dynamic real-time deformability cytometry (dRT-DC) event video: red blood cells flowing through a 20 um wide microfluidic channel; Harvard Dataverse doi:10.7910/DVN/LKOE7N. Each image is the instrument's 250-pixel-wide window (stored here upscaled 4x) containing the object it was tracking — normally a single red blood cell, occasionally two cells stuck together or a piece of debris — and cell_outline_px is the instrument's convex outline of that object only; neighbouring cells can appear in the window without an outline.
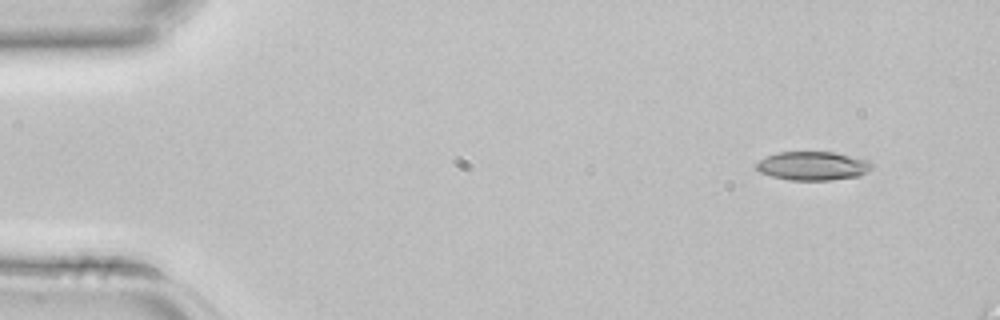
{"species": "common noctule bat (a hibernating species)", "species_latin": "Nyctalus noctula", "temperature_condition": "room temperature", "stored_images_in_passage": 2, "camera_frame_rate_fps": 3000, "um_per_image_px": 0.085, "animal": {"sex": "female", "body_mass_g": 22.7, "forearm_length_mm": 54.2}, "frame": {"image": 1, "passage_image": 1, "time_ms": 0.0, "image_size_px": [1000, 320], "cell_outline_px": [[876, 164], [872, 168], [860, 176], [828, 180], [792, 180], [772, 176], [760, 172], [756, 168], [756, 164], [760, 160], [768, 156], [780, 152], [832, 152], [868, 160]], "centroid_in_image_um": [69.13, 14.1], "position_along_channel_um": 15.9, "area_um2": 19.19}}